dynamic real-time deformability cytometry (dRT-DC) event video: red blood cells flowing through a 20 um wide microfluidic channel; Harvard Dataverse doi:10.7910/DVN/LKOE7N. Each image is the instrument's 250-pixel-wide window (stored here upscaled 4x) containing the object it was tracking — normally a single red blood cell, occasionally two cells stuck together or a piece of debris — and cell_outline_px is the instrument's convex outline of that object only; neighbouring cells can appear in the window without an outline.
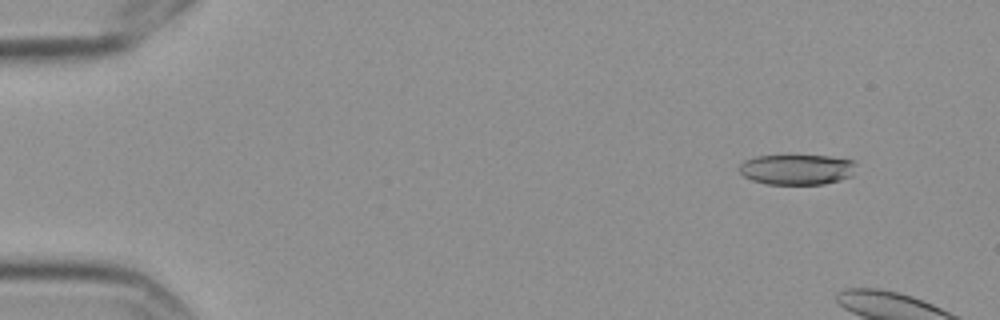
{"species": "Egyptian fruit bat (a non-hibernating species)", "species_latin": "Rousettus aegyptiacus", "temperature_condition": "cold", "stored_images_in_passage": 7, "camera_frame_rate_fps": 3000, "um_per_image_px": 0.085, "frame": {"image": 1, "passage_image": 2, "time_ms": 0.333, "image_size_px": [1000, 320], "cell_outline_px": [[856, 164], [852, 176], [840, 180], [824, 184], [768, 184], [752, 180], [744, 176], [740, 172], [740, 164], [744, 160], [756, 156], [828, 156], [852, 160]], "centroid_in_image_um": [67.74, 14.41], "position_along_channel_um": 17.3, "area_um2": 20.58}}